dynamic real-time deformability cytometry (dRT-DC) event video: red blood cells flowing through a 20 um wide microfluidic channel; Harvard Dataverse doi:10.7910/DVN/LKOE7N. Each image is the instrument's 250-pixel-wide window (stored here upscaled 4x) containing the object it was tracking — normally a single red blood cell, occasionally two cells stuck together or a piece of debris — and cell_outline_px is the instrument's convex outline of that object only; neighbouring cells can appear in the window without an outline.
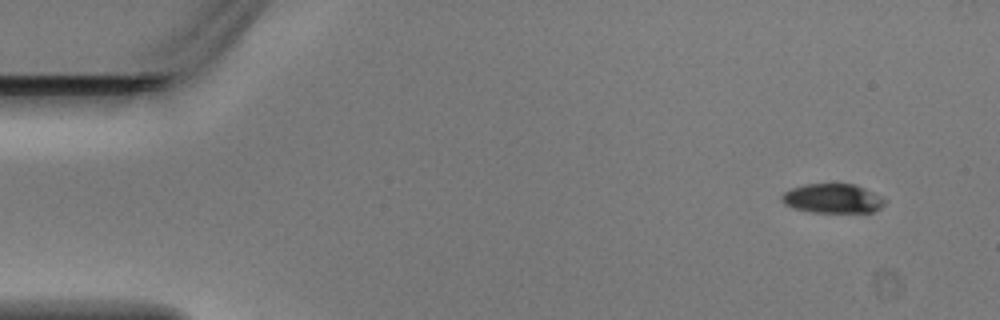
{"species": "Egyptian fruit bat (a non-hibernating species)", "species_latin": "Rousettus aegyptiacus", "temperature_condition": "warm", "stored_images_in_passage": 4, "camera_frame_rate_fps": 3000, "um_per_image_px": 0.085, "animal": {"sex": "male"}, "frame": {"image": 1, "passage_image": 1, "time_ms": 0.0, "image_size_px": [1000, 320], "cell_outline_px": [[888, 200], [880, 208], [872, 212], [812, 212], [792, 208], [784, 204], [780, 200], [780, 196], [784, 192], [792, 188], [804, 184], [856, 184]], "centroid_in_image_um": [70.75, 16.87], "position_along_channel_um": 14.3, "area_um2": 17.69}}